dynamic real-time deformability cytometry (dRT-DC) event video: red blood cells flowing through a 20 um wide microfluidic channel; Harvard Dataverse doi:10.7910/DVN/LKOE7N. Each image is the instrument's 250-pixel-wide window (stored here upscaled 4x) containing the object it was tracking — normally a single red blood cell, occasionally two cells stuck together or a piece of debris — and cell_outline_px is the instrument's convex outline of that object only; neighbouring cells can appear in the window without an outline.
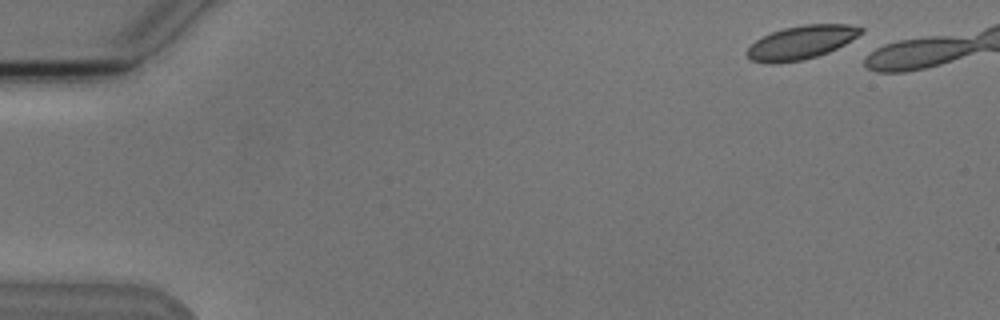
{"species": "Egyptian fruit bat (a non-hibernating species)", "species_latin": "Rousettus aegyptiacus", "temperature_condition": "cold", "stored_images_in_passage": 6, "camera_frame_rate_fps": 3000, "um_per_image_px": 0.085, "animal": {"sex": "male"}, "frame": {"image": 1, "passage_image": 1, "time_ms": 0.0, "image_size_px": [1000, 320], "cell_outline_px": [[864, 32], [852, 40], [828, 52], [816, 56], [800, 60], [776, 64], [768, 64], [752, 60], [744, 52], [756, 40], [772, 32], [784, 28], [804, 24], [848, 24], [864, 28]], "centroid_in_image_um": [68.11, 3.6], "position_along_channel_um": 16.9, "area_um2": 22.2}}